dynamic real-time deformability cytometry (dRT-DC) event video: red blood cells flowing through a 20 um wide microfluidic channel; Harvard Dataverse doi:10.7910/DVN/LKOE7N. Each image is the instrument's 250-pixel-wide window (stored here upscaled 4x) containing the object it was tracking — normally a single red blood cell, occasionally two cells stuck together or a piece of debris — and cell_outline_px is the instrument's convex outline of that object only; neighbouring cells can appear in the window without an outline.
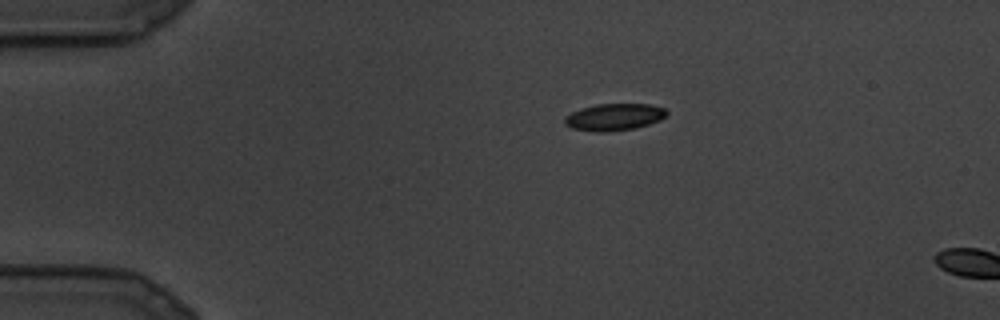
{"species": "common noctule bat (a hibernating species)", "species_latin": "Nyctalus noctula", "temperature_condition": "cold", "stored_images_in_passage": 2, "camera_frame_rate_fps": 3000, "um_per_image_px": 0.085, "animal": {"sex": "male", "body_mass_g": 19.5, "forearm_length_mm": 54.6}, "frame": {"image": 1, "passage_image": 1, "time_ms": 0.0, "image_size_px": [1000, 320], "cell_outline_px": [[668, 112], [660, 120], [636, 128], [604, 132], [596, 132], [572, 128], [564, 124], [564, 116], [580, 108], [596, 104], [652, 104], [664, 108]], "centroid_in_image_um": [52.18, 9.94], "position_along_channel_um": 32.8, "area_um2": 16.07}}